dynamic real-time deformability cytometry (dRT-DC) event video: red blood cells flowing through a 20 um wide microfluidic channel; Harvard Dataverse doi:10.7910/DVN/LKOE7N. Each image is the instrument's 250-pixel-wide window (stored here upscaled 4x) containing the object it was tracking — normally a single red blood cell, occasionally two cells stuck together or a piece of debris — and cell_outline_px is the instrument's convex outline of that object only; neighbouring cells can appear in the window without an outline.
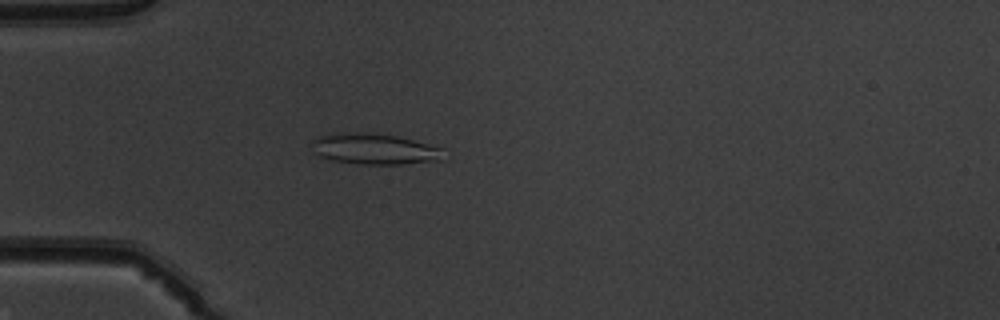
{"species": "common noctule bat (a hibernating species)", "species_latin": "Nyctalus noctula", "temperature_condition": "warm", "stored_images_in_passage": 44, "camera_frame_rate_fps": 3000, "um_per_image_px": 0.085, "animal": {"sex": "male", "body_mass_g": 19.5, "forearm_length_mm": 54.6}, "frame": {"image": 1, "passage_image": 8, "time_ms": 2.333, "image_size_px": [1000, 320], "cell_outline_px": [[444, 160], [400, 164], [360, 164], [332, 160], [320, 156], [312, 152], [308, 144], [312, 140], [320, 136], [332, 132], [356, 132], [396, 136], [444, 148]], "centroid_in_image_um": [31.78, 12.66], "position_along_channel_um": 53.2, "area_um2": 23.99}}
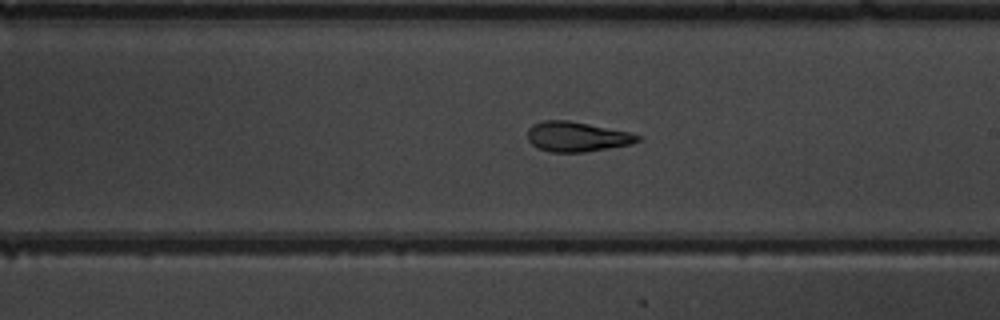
{"frame": {"image": 2, "passage_image": 23, "time_ms": 7.333, "image_size_px": [1000, 320], "cell_outline_px": [[644, 136], [640, 140], [632, 144], [584, 152], [548, 152], [536, 148], [528, 140], [528, 128], [532, 124], [544, 120], [568, 120], [628, 132]], "centroid_in_image_um": [49.01, 11.62], "position_along_channel_um": 240.0, "area_um2": 19.25}}
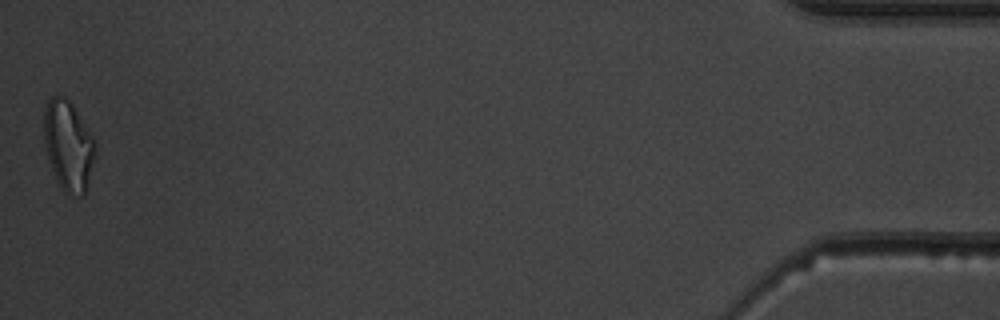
{"frame": {"image": 3, "passage_image": 44, "time_ms": 14.333, "image_size_px": [1000, 320], "cell_outline_px": [[96, 156], [84, 192], [80, 196], [64, 192], [56, 180], [48, 160], [44, 144], [44, 108], [48, 100], [52, 96], [64, 96], [72, 104], [92, 136], [96, 144]], "centroid_in_image_um": [5.79, 12.37], "position_along_channel_um": 429.4, "area_um2": 26.76}, "authors_computed_cell_mechanics": {"area_um2": 20.7213, "velocity_mm_per_s": 3.964, "shape_relaxation_time_tau1_ms": null, "shape_relaxation_time_tau2_ms": 1.7535, "deformation_change_tau1": null, "deformation_change_tau2": 0.096}}